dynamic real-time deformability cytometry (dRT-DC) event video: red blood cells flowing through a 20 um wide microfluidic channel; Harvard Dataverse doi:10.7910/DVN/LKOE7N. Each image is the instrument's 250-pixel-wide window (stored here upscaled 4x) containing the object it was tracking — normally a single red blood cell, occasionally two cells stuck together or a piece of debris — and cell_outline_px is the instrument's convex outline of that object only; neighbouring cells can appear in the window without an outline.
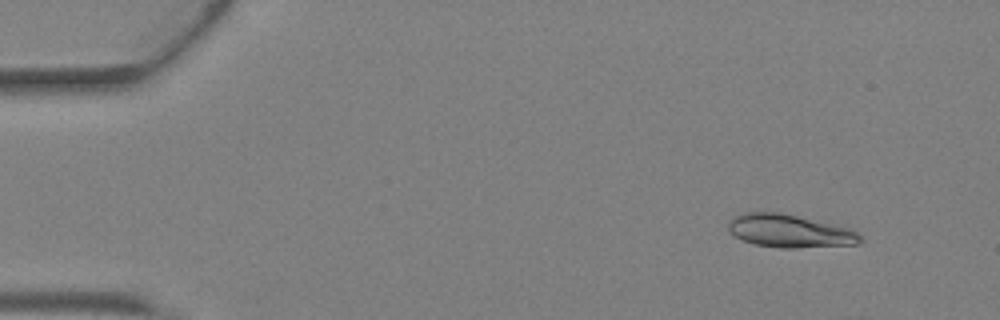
{"species": "Egyptian fruit bat (a non-hibernating species)", "species_latin": "Rousettus aegyptiacus", "temperature_condition": "warm", "stored_images_in_passage": 6, "camera_frame_rate_fps": 3000, "um_per_image_px": 0.085, "animal": {"sex": "female"}, "frame": {"image": 1, "passage_image": 2, "time_ms": 0.333, "image_size_px": [1000, 320], "cell_outline_px": [[864, 240], [860, 244], [796, 248], [780, 248], [756, 244], [740, 240], [728, 232], [728, 220], [732, 216], [740, 212], [780, 212], [852, 228]], "centroid_in_image_um": [67.09, 19.63], "position_along_channel_um": 17.9, "area_um2": 25.84}}